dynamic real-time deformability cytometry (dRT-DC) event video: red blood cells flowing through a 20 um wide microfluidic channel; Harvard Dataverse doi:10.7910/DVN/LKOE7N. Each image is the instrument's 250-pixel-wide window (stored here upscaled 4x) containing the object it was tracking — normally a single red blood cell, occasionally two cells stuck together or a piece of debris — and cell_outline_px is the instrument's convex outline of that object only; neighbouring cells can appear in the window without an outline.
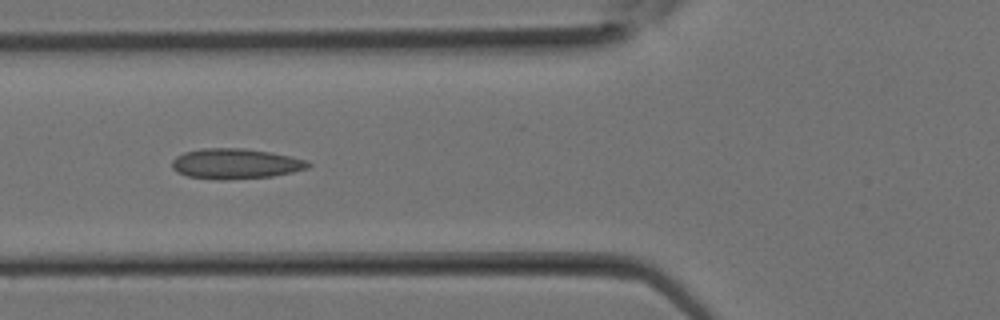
{"species": "Egyptian fruit bat (a non-hibernating species)", "species_latin": "Rousettus aegyptiacus", "temperature_condition": "room temperature", "stored_images_in_passage": 13, "camera_frame_rate_fps": 3000, "um_per_image_px": 0.085, "animal": {"sex": "female"}, "frame": {"image": 1, "passage_image": 10, "time_ms": 3.0, "image_size_px": [1000, 320], "cell_outline_px": [[312, 164], [308, 168], [292, 172], [272, 176], [224, 180], [220, 180], [188, 176], [176, 172], [172, 168], [172, 160], [176, 156], [184, 152], [204, 148], [244, 148], [272, 152], [308, 160]], "centroid_in_image_um": [20.02, 13.91], "position_along_channel_um": 105.8, "area_um2": 24.16}}
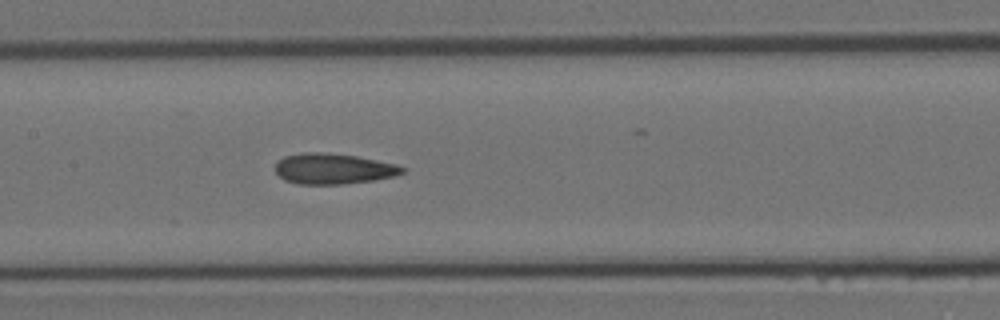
{"frame": {"image": 2, "passage_image": 13, "time_ms": 4.0, "image_size_px": [1000, 320], "cell_outline_px": [[408, 168], [404, 172], [396, 176], [372, 180], [344, 184], [300, 184], [284, 180], [276, 172], [276, 164], [284, 156], [304, 152], [328, 152], [356, 156], [396, 164]], "centroid_in_image_um": [28.36, 14.34], "position_along_channel_um": 179.0, "area_um2": 22.72}}